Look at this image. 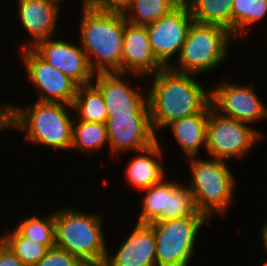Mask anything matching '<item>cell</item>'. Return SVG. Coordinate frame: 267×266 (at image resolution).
I'll return each mask as SVG.
<instances>
[{
    "instance_id": "cell-26",
    "label": "cell",
    "mask_w": 267,
    "mask_h": 266,
    "mask_svg": "<svg viewBox=\"0 0 267 266\" xmlns=\"http://www.w3.org/2000/svg\"><path fill=\"white\" fill-rule=\"evenodd\" d=\"M48 215V216H47ZM37 216L31 215L21 219L15 229L25 238L42 244L48 249L55 247V211L53 213Z\"/></svg>"
},
{
    "instance_id": "cell-8",
    "label": "cell",
    "mask_w": 267,
    "mask_h": 266,
    "mask_svg": "<svg viewBox=\"0 0 267 266\" xmlns=\"http://www.w3.org/2000/svg\"><path fill=\"white\" fill-rule=\"evenodd\" d=\"M265 136L252 125L222 116L211 108L208 113L205 151L212 159L229 161L234 158L242 161Z\"/></svg>"
},
{
    "instance_id": "cell-28",
    "label": "cell",
    "mask_w": 267,
    "mask_h": 266,
    "mask_svg": "<svg viewBox=\"0 0 267 266\" xmlns=\"http://www.w3.org/2000/svg\"><path fill=\"white\" fill-rule=\"evenodd\" d=\"M184 217H206L198 212L193 194L185 181L168 195L167 211L161 214V221Z\"/></svg>"
},
{
    "instance_id": "cell-33",
    "label": "cell",
    "mask_w": 267,
    "mask_h": 266,
    "mask_svg": "<svg viewBox=\"0 0 267 266\" xmlns=\"http://www.w3.org/2000/svg\"><path fill=\"white\" fill-rule=\"evenodd\" d=\"M261 230V239H262V243H263V250L265 251L266 255H267V222L265 221V223L262 225V227L260 228ZM265 264H267V260L264 261Z\"/></svg>"
},
{
    "instance_id": "cell-23",
    "label": "cell",
    "mask_w": 267,
    "mask_h": 266,
    "mask_svg": "<svg viewBox=\"0 0 267 266\" xmlns=\"http://www.w3.org/2000/svg\"><path fill=\"white\" fill-rule=\"evenodd\" d=\"M183 0H130L122 10L128 23L147 25L169 14Z\"/></svg>"
},
{
    "instance_id": "cell-16",
    "label": "cell",
    "mask_w": 267,
    "mask_h": 266,
    "mask_svg": "<svg viewBox=\"0 0 267 266\" xmlns=\"http://www.w3.org/2000/svg\"><path fill=\"white\" fill-rule=\"evenodd\" d=\"M17 3L18 19L31 39L19 49L32 48L37 42L56 36L61 18L59 5L48 0H17Z\"/></svg>"
},
{
    "instance_id": "cell-10",
    "label": "cell",
    "mask_w": 267,
    "mask_h": 266,
    "mask_svg": "<svg viewBox=\"0 0 267 266\" xmlns=\"http://www.w3.org/2000/svg\"><path fill=\"white\" fill-rule=\"evenodd\" d=\"M19 51L28 80L39 91L36 101L72 105L79 86L43 60L32 48Z\"/></svg>"
},
{
    "instance_id": "cell-18",
    "label": "cell",
    "mask_w": 267,
    "mask_h": 266,
    "mask_svg": "<svg viewBox=\"0 0 267 266\" xmlns=\"http://www.w3.org/2000/svg\"><path fill=\"white\" fill-rule=\"evenodd\" d=\"M138 153L129 160L124 173L125 179L132 185V188L141 192L168 177H166V170L162 165L165 152L159 138L150 147Z\"/></svg>"
},
{
    "instance_id": "cell-30",
    "label": "cell",
    "mask_w": 267,
    "mask_h": 266,
    "mask_svg": "<svg viewBox=\"0 0 267 266\" xmlns=\"http://www.w3.org/2000/svg\"><path fill=\"white\" fill-rule=\"evenodd\" d=\"M130 0H85V5L95 10L122 11Z\"/></svg>"
},
{
    "instance_id": "cell-12",
    "label": "cell",
    "mask_w": 267,
    "mask_h": 266,
    "mask_svg": "<svg viewBox=\"0 0 267 266\" xmlns=\"http://www.w3.org/2000/svg\"><path fill=\"white\" fill-rule=\"evenodd\" d=\"M125 78L127 74L117 72L95 73L92 84L104 98L107 115L150 114L148 92Z\"/></svg>"
},
{
    "instance_id": "cell-3",
    "label": "cell",
    "mask_w": 267,
    "mask_h": 266,
    "mask_svg": "<svg viewBox=\"0 0 267 266\" xmlns=\"http://www.w3.org/2000/svg\"><path fill=\"white\" fill-rule=\"evenodd\" d=\"M19 105L12 103L11 106V130L24 132V138L31 145L59 152L71 149L75 119L72 105L38 101Z\"/></svg>"
},
{
    "instance_id": "cell-24",
    "label": "cell",
    "mask_w": 267,
    "mask_h": 266,
    "mask_svg": "<svg viewBox=\"0 0 267 266\" xmlns=\"http://www.w3.org/2000/svg\"><path fill=\"white\" fill-rule=\"evenodd\" d=\"M80 121L106 123L107 110L101 92L93 85L79 86L72 104Z\"/></svg>"
},
{
    "instance_id": "cell-7",
    "label": "cell",
    "mask_w": 267,
    "mask_h": 266,
    "mask_svg": "<svg viewBox=\"0 0 267 266\" xmlns=\"http://www.w3.org/2000/svg\"><path fill=\"white\" fill-rule=\"evenodd\" d=\"M207 217H184L148 224L156 238V266H189Z\"/></svg>"
},
{
    "instance_id": "cell-2",
    "label": "cell",
    "mask_w": 267,
    "mask_h": 266,
    "mask_svg": "<svg viewBox=\"0 0 267 266\" xmlns=\"http://www.w3.org/2000/svg\"><path fill=\"white\" fill-rule=\"evenodd\" d=\"M80 47L95 73H120L122 41L127 23L122 11L95 10L81 0Z\"/></svg>"
},
{
    "instance_id": "cell-11",
    "label": "cell",
    "mask_w": 267,
    "mask_h": 266,
    "mask_svg": "<svg viewBox=\"0 0 267 266\" xmlns=\"http://www.w3.org/2000/svg\"><path fill=\"white\" fill-rule=\"evenodd\" d=\"M235 83V84H234ZM220 82L211 86V105L220 115L252 125L267 119V106L249 83ZM266 118V119H265Z\"/></svg>"
},
{
    "instance_id": "cell-17",
    "label": "cell",
    "mask_w": 267,
    "mask_h": 266,
    "mask_svg": "<svg viewBox=\"0 0 267 266\" xmlns=\"http://www.w3.org/2000/svg\"><path fill=\"white\" fill-rule=\"evenodd\" d=\"M126 237L114 254L108 250L103 266H156V238L148 224L136 223Z\"/></svg>"
},
{
    "instance_id": "cell-22",
    "label": "cell",
    "mask_w": 267,
    "mask_h": 266,
    "mask_svg": "<svg viewBox=\"0 0 267 266\" xmlns=\"http://www.w3.org/2000/svg\"><path fill=\"white\" fill-rule=\"evenodd\" d=\"M267 16V0H233L232 35L237 40L248 41L250 27ZM248 29V30H247ZM246 32V33H245Z\"/></svg>"
},
{
    "instance_id": "cell-9",
    "label": "cell",
    "mask_w": 267,
    "mask_h": 266,
    "mask_svg": "<svg viewBox=\"0 0 267 266\" xmlns=\"http://www.w3.org/2000/svg\"><path fill=\"white\" fill-rule=\"evenodd\" d=\"M192 22L190 9L182 1L169 14L145 25L152 52L164 67H170L178 58Z\"/></svg>"
},
{
    "instance_id": "cell-21",
    "label": "cell",
    "mask_w": 267,
    "mask_h": 266,
    "mask_svg": "<svg viewBox=\"0 0 267 266\" xmlns=\"http://www.w3.org/2000/svg\"><path fill=\"white\" fill-rule=\"evenodd\" d=\"M165 179L141 192L142 209L137 216V223L150 224L161 221V214L167 211L168 195L180 184L179 181Z\"/></svg>"
},
{
    "instance_id": "cell-14",
    "label": "cell",
    "mask_w": 267,
    "mask_h": 266,
    "mask_svg": "<svg viewBox=\"0 0 267 266\" xmlns=\"http://www.w3.org/2000/svg\"><path fill=\"white\" fill-rule=\"evenodd\" d=\"M106 127L110 153L139 152L157 141L150 114L107 115Z\"/></svg>"
},
{
    "instance_id": "cell-31",
    "label": "cell",
    "mask_w": 267,
    "mask_h": 266,
    "mask_svg": "<svg viewBox=\"0 0 267 266\" xmlns=\"http://www.w3.org/2000/svg\"><path fill=\"white\" fill-rule=\"evenodd\" d=\"M0 266H26L0 240Z\"/></svg>"
},
{
    "instance_id": "cell-34",
    "label": "cell",
    "mask_w": 267,
    "mask_h": 266,
    "mask_svg": "<svg viewBox=\"0 0 267 266\" xmlns=\"http://www.w3.org/2000/svg\"><path fill=\"white\" fill-rule=\"evenodd\" d=\"M48 1L54 2V3H56L57 5H59L61 7V2L63 0H48Z\"/></svg>"
},
{
    "instance_id": "cell-6",
    "label": "cell",
    "mask_w": 267,
    "mask_h": 266,
    "mask_svg": "<svg viewBox=\"0 0 267 266\" xmlns=\"http://www.w3.org/2000/svg\"><path fill=\"white\" fill-rule=\"evenodd\" d=\"M230 39L233 35L224 27L193 21L177 61L170 68L196 77L209 73L228 58Z\"/></svg>"
},
{
    "instance_id": "cell-1",
    "label": "cell",
    "mask_w": 267,
    "mask_h": 266,
    "mask_svg": "<svg viewBox=\"0 0 267 266\" xmlns=\"http://www.w3.org/2000/svg\"><path fill=\"white\" fill-rule=\"evenodd\" d=\"M152 76L147 92L151 126L157 137L172 122L200 113L210 103L211 90L204 89L196 75L163 67Z\"/></svg>"
},
{
    "instance_id": "cell-27",
    "label": "cell",
    "mask_w": 267,
    "mask_h": 266,
    "mask_svg": "<svg viewBox=\"0 0 267 266\" xmlns=\"http://www.w3.org/2000/svg\"><path fill=\"white\" fill-rule=\"evenodd\" d=\"M3 234L0 240L26 266H35L49 250L46 246L25 238L16 229Z\"/></svg>"
},
{
    "instance_id": "cell-29",
    "label": "cell",
    "mask_w": 267,
    "mask_h": 266,
    "mask_svg": "<svg viewBox=\"0 0 267 266\" xmlns=\"http://www.w3.org/2000/svg\"><path fill=\"white\" fill-rule=\"evenodd\" d=\"M35 266H86L77 257L57 247L51 248Z\"/></svg>"
},
{
    "instance_id": "cell-25",
    "label": "cell",
    "mask_w": 267,
    "mask_h": 266,
    "mask_svg": "<svg viewBox=\"0 0 267 266\" xmlns=\"http://www.w3.org/2000/svg\"><path fill=\"white\" fill-rule=\"evenodd\" d=\"M107 145L109 146L106 123L74 119L71 150L94 154L96 151L103 150Z\"/></svg>"
},
{
    "instance_id": "cell-32",
    "label": "cell",
    "mask_w": 267,
    "mask_h": 266,
    "mask_svg": "<svg viewBox=\"0 0 267 266\" xmlns=\"http://www.w3.org/2000/svg\"><path fill=\"white\" fill-rule=\"evenodd\" d=\"M11 106L12 102L0 105V133L4 130H11Z\"/></svg>"
},
{
    "instance_id": "cell-13",
    "label": "cell",
    "mask_w": 267,
    "mask_h": 266,
    "mask_svg": "<svg viewBox=\"0 0 267 266\" xmlns=\"http://www.w3.org/2000/svg\"><path fill=\"white\" fill-rule=\"evenodd\" d=\"M32 49L78 86L92 84L95 72L91 69L87 55L79 42L71 43V41L51 37L37 42Z\"/></svg>"
},
{
    "instance_id": "cell-20",
    "label": "cell",
    "mask_w": 267,
    "mask_h": 266,
    "mask_svg": "<svg viewBox=\"0 0 267 266\" xmlns=\"http://www.w3.org/2000/svg\"><path fill=\"white\" fill-rule=\"evenodd\" d=\"M193 21L226 28L232 34L233 0H183Z\"/></svg>"
},
{
    "instance_id": "cell-19",
    "label": "cell",
    "mask_w": 267,
    "mask_h": 266,
    "mask_svg": "<svg viewBox=\"0 0 267 266\" xmlns=\"http://www.w3.org/2000/svg\"><path fill=\"white\" fill-rule=\"evenodd\" d=\"M211 108L210 102L200 113L180 118L165 128L171 129L187 158L198 157L201 149H206L208 113Z\"/></svg>"
},
{
    "instance_id": "cell-5",
    "label": "cell",
    "mask_w": 267,
    "mask_h": 266,
    "mask_svg": "<svg viewBox=\"0 0 267 266\" xmlns=\"http://www.w3.org/2000/svg\"><path fill=\"white\" fill-rule=\"evenodd\" d=\"M186 160L191 168L187 186L193 194L198 212L209 220L227 215L234 201L237 182L227 161L202 157Z\"/></svg>"
},
{
    "instance_id": "cell-4",
    "label": "cell",
    "mask_w": 267,
    "mask_h": 266,
    "mask_svg": "<svg viewBox=\"0 0 267 266\" xmlns=\"http://www.w3.org/2000/svg\"><path fill=\"white\" fill-rule=\"evenodd\" d=\"M55 211V247L86 266H103L108 253L103 215L67 206Z\"/></svg>"
},
{
    "instance_id": "cell-15",
    "label": "cell",
    "mask_w": 267,
    "mask_h": 266,
    "mask_svg": "<svg viewBox=\"0 0 267 266\" xmlns=\"http://www.w3.org/2000/svg\"><path fill=\"white\" fill-rule=\"evenodd\" d=\"M164 66L155 58L146 26L125 24L120 73L149 78Z\"/></svg>"
}]
</instances>
